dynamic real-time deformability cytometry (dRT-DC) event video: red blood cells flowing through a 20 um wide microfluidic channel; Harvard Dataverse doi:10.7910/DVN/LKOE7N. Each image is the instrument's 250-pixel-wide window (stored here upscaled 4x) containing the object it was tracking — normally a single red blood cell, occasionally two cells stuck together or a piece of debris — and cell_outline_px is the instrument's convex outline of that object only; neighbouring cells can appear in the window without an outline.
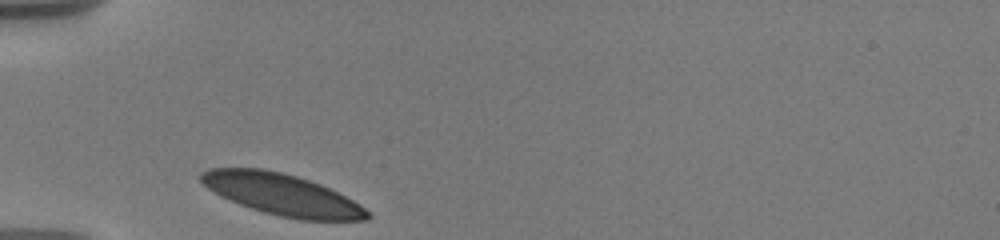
{"species": "human", "species_latin": "Homo sapiens", "temperature_condition": "warm", "stored_images_in_passage": 50, "camera_frame_rate_fps": 3000, "um_per_image_px": 0.085, "donor": {"sex": "male"}, "frame": {"image": 1, "passage_image": 1, "time_ms": 0.0, "image_size_px": [1000, 240], "cell_outline_px": [[372, 216], [368, 220], [300, 220], [280, 216], [264, 212], [240, 204], [220, 196], [208, 188], [200, 180], [200, 172], [208, 168], [260, 168], [280, 172], [296, 176], [320, 184], [352, 200], [364, 208]], "centroid_in_image_um": [23.95, 16.53], "position_along_channel_um": 61.1, "area_um2": 39.71}}
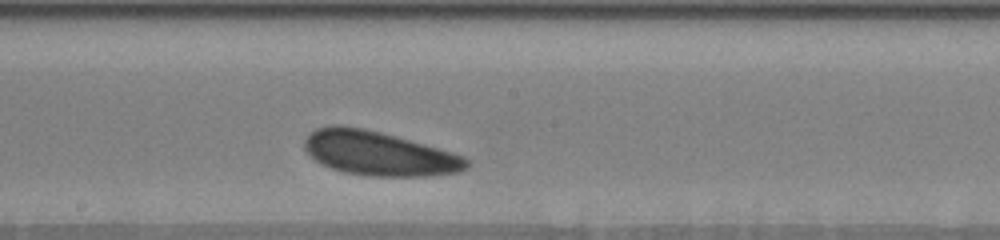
{"frame": {"image": 2, "passage_image": 21, "time_ms": 4.667, "image_size_px": [1000, 240], "cell_outline_px": [[468, 164], [460, 172], [424, 176], [368, 176], [344, 172], [332, 168], [308, 156], [304, 148], [304, 140], [316, 128], [336, 124], [360, 128], [380, 132], [424, 144], [452, 152], [464, 156], [468, 160]], "centroid_in_image_um": [32.17, 13.04], "position_along_channel_um": 216.0, "area_um2": 41.38}}
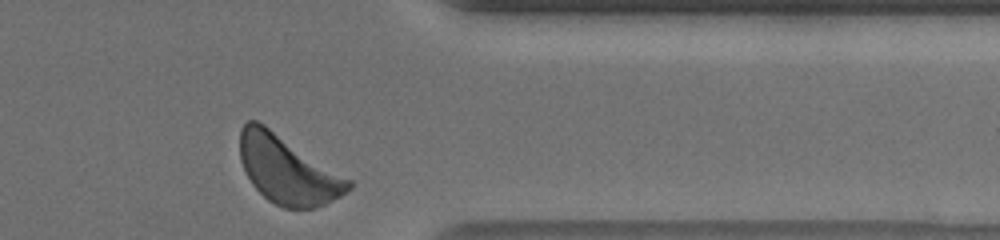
{"frame": {"image": 3, "passage_image": 50, "time_ms": 9.667, "image_size_px": [1000, 240], "cell_outline_px": [[352, 188], [340, 196], [316, 208], [284, 208], [268, 200], [252, 184], [240, 160], [240, 128], [248, 120], [256, 120], [264, 124], [352, 180]], "centroid_in_image_um": [24.45, 14.43], "position_along_channel_um": 387.0, "area_um2": 42.66}, "authors_computed_cell_mechanics": {"area_um2": 40.8646, "velocity_mm_per_s": 3.5317, "shape_relaxation_time_tau1_ms": 2.0107, "shape_relaxation_time_tau2_ms": 7.4704, "deformation_change_tau1": 0.0623, "deformation_change_tau2": 0.1321}}